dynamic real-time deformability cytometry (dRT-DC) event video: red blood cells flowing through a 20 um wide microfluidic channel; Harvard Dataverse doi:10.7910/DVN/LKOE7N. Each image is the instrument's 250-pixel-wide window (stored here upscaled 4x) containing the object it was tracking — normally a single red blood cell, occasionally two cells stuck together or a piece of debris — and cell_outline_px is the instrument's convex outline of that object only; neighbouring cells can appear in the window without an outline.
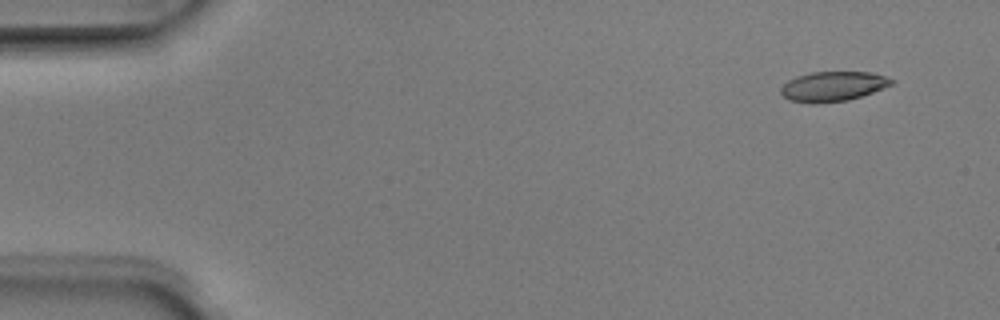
{"species": "Egyptian fruit bat (a non-hibernating species)", "species_latin": "Rousettus aegyptiacus", "temperature_condition": "room temperature", "stored_images_in_passage": 5, "camera_frame_rate_fps": 3000, "um_per_image_px": 0.085, "animal": {"sex": "male"}, "frame": {"image": 1, "passage_image": 1, "time_ms": 0.0, "image_size_px": [1000, 320], "cell_outline_px": [[896, 80], [892, 84], [872, 92], [848, 100], [816, 104], [808, 104], [788, 100], [780, 92], [780, 88], [788, 80], [796, 76], [812, 72], [872, 72]], "centroid_in_image_um": [70.76, 7.35], "position_along_channel_um": 14.2, "area_um2": 19.31}}
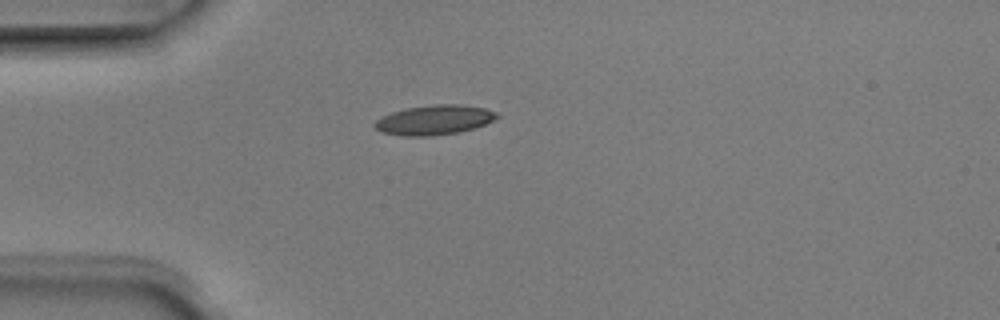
{"frame": {"image": 2, "passage_image": 4, "time_ms": 1.0, "image_size_px": [1000, 320], "cell_outline_px": [[500, 116], [484, 124], [472, 128], [456, 132], [432, 136], [400, 136], [380, 132], [372, 124], [376, 120], [392, 112], [404, 108], [432, 104], [460, 104], [484, 108], [496, 112]], "centroid_in_image_um": [36.86, 10.19], "position_along_channel_um": 48.1, "area_um2": 21.1}}